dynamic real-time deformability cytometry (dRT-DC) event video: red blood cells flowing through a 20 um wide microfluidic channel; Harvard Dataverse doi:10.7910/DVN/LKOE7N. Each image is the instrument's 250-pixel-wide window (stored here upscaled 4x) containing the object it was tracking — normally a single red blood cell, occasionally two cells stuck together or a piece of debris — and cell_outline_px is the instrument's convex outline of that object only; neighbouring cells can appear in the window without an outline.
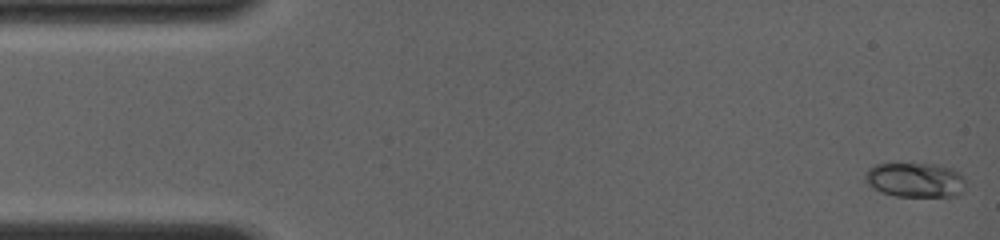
{"species": "common noctule bat (a hibernating species)", "species_latin": "Nyctalus noctula", "temperature_condition": "room temperature", "stored_images_in_passage": 53, "camera_frame_rate_fps": 4000, "um_per_image_px": 0.085, "animal": {"sex": "female", "body_mass_g": 19.0, "forearm_length_mm": 56.7}, "frame": {"image": 1, "passage_image": 1, "time_ms": 0.0, "image_size_px": [1000, 240], "cell_outline_px": [[968, 180], [964, 192], [960, 196], [896, 196], [880, 192], [872, 188], [864, 180], [864, 176], [868, 168], [876, 164], [936, 164], [952, 168], [960, 172]], "centroid_in_image_um": [77.86, 15.3], "position_along_channel_um": 7.1, "area_um2": 20.81}}
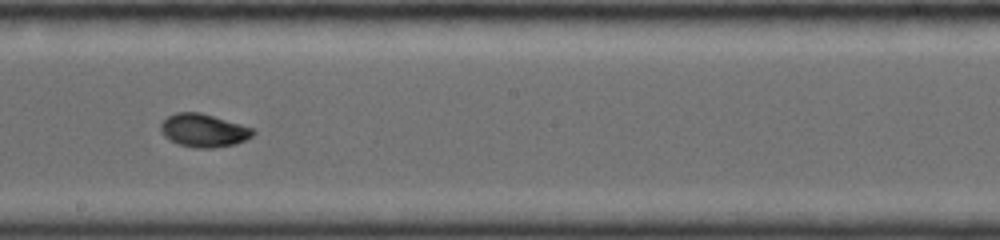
{"frame": {"image": 2, "passage_image": 33, "time_ms": 8.5, "image_size_px": [1000, 240], "cell_outline_px": [[256, 132], [252, 136], [236, 144], [212, 148], [196, 148], [180, 144], [164, 136], [160, 128], [160, 124], [168, 116], [176, 112], [200, 112], [240, 124], [252, 128]], "centroid_in_image_um": [17.31, 11.08], "position_along_channel_um": 230.9, "area_um2": 17.63}}
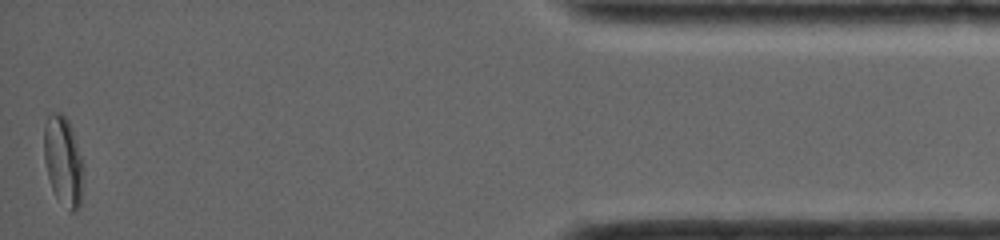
{"frame": {"image": 3, "passage_image": 53, "time_ms": 15.0, "image_size_px": [1000, 240], "cell_outline_px": [[84, 164], [80, 208], [72, 212], [56, 196], [52, 188], [48, 176], [44, 160], [44, 124], [48, 116], [52, 112], [60, 112], [68, 120], [72, 128]], "centroid_in_image_um": [5.38, 13.65], "position_along_channel_um": 429.8, "area_um2": 20.58}, "authors_computed_cell_mechanics": {"area_um2": 17.8602, "velocity_mm_per_s": 4.0765, "shape_relaxation_time_tau1_ms": 6.0372, "shape_relaxation_time_tau2_ms": 1.0607, "deformation_change_tau1": 0.1728, "deformation_change_tau2": 0.0352}}